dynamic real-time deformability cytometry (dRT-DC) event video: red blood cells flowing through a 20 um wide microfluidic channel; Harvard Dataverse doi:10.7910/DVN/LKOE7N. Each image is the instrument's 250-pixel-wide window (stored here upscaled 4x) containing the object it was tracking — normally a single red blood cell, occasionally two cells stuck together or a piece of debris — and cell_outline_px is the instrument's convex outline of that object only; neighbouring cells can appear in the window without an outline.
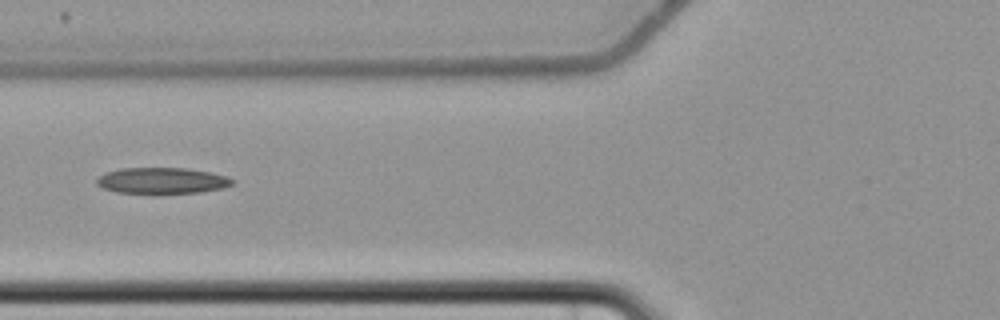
{"species": "common noctule bat (a hibernating species)", "species_latin": "Nyctalus noctula", "temperature_condition": "cold", "stored_images_in_passage": 5, "camera_frame_rate_fps": 3000, "um_per_image_px": 0.085, "animal": {"sex": "female", "body_mass_g": 22.7, "forearm_length_mm": 54.2}, "frame": {"image": 1, "passage_image": 5, "time_ms": 6.333, "image_size_px": [1000, 320], "cell_outline_px": [[236, 180], [232, 184], [224, 188], [200, 192], [152, 196], [116, 192], [104, 188], [96, 184], [96, 180], [100, 176], [108, 172], [120, 168], [184, 168], [208, 172], [228, 176]], "centroid_in_image_um": [13.78, 15.4], "position_along_channel_um": 112.0, "area_um2": 21.39}}